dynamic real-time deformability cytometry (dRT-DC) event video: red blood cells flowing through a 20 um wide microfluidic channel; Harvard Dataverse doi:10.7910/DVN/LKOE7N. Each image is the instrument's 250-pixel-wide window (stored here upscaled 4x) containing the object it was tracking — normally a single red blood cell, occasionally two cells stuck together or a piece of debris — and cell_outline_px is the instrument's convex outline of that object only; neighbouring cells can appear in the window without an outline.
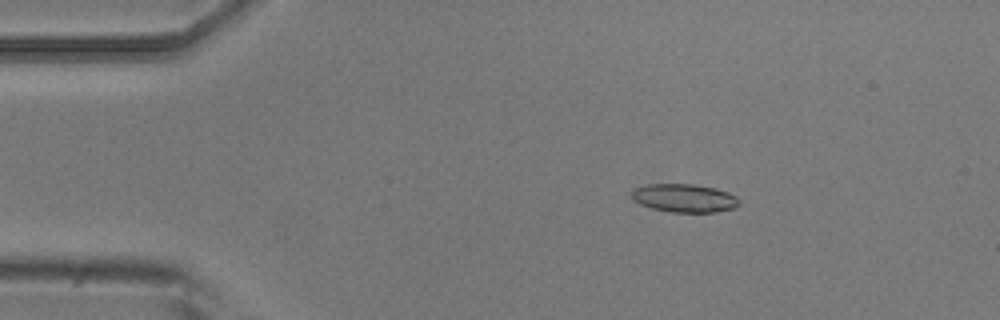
{"species": "common noctule bat (a hibernating species)", "species_latin": "Nyctalus noctula", "temperature_condition": "room temperature", "stored_images_in_passage": 4, "camera_frame_rate_fps": 3000, "um_per_image_px": 0.085, "animal": {"sex": "male", "body_mass_g": 20.5, "forearm_length_mm": 52.5}, "frame": {"image": 1, "passage_image": 2, "time_ms": 0.333, "image_size_px": [1000, 320], "cell_outline_px": [[740, 204], [732, 208], [716, 212], [672, 212], [652, 208], [640, 204], [632, 200], [632, 192], [636, 188], [648, 184], [692, 184], [716, 188], [728, 192], [736, 196], [740, 200]], "centroid_in_image_um": [58.18, 16.83], "position_along_channel_um": 26.8, "area_um2": 17.69}}
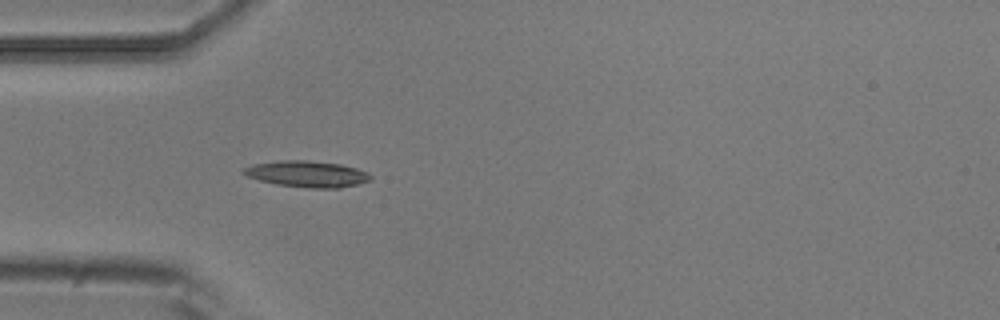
{"frame": {"image": 2, "passage_image": 4, "time_ms": 1.0, "image_size_px": [1000, 320], "cell_outline_px": [[372, 176], [368, 180], [360, 184], [340, 188], [308, 188], [276, 184], [260, 180], [248, 176], [240, 172], [244, 168], [252, 164], [280, 160], [308, 160], [340, 164], [356, 168], [368, 172]], "centroid_in_image_um": [26.1, 14.78], "position_along_channel_um": 58.9, "area_um2": 19.48}}